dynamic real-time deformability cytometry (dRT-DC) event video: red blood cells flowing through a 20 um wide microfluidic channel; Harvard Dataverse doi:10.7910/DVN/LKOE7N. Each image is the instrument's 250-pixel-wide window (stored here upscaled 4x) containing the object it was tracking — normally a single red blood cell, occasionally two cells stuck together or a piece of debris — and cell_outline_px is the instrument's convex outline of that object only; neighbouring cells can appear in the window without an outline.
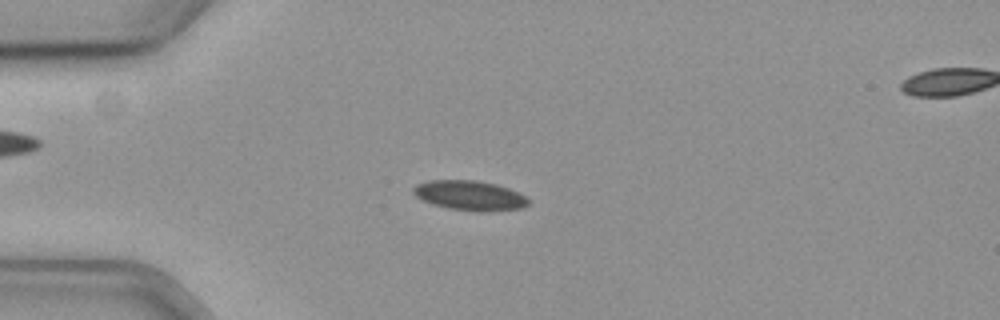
{"species": "common noctule bat (a hibernating species)", "species_latin": "Nyctalus noctula", "temperature_condition": "cold", "stored_images_in_passage": 44, "camera_frame_rate_fps": 3000, "um_per_image_px": 0.085, "animal": {"sex": "female", "body_mass_g": 19.3, "forearm_length_mm": 54.1}, "frame": {"image": 1, "passage_image": 2, "time_ms": 0.333, "image_size_px": [1000, 320], "cell_outline_px": [[528, 204], [524, 208], [488, 212], [476, 212], [448, 208], [432, 204], [416, 196], [412, 192], [412, 188], [416, 184], [428, 180], [476, 180], [496, 184], [508, 188], [524, 196], [528, 200]], "centroid_in_image_um": [39.91, 16.62], "position_along_channel_um": 45.1, "area_um2": 20.06}}
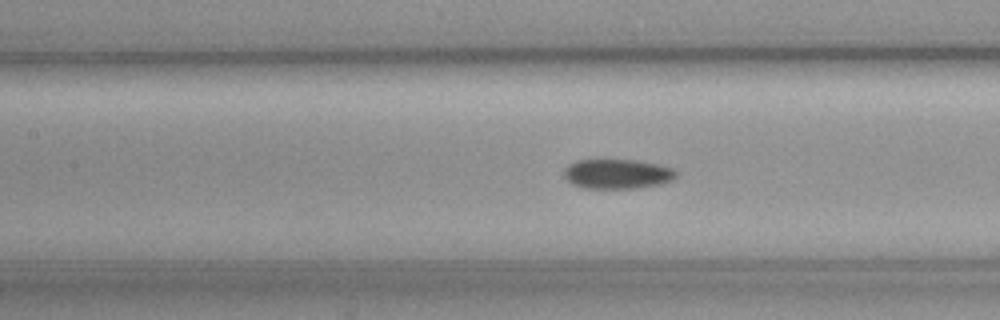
{"frame": {"image": 2, "passage_image": 13, "time_ms": 4.0, "image_size_px": [1000, 320], "cell_outline_px": [[676, 176], [672, 180], [660, 184], [640, 188], [580, 188], [572, 184], [564, 176], [564, 168], [568, 164], [576, 160], [636, 160], [656, 164], [672, 168], [676, 172]], "centroid_in_image_um": [52.44, 14.79], "position_along_channel_um": 155.0, "area_um2": 19.42}}
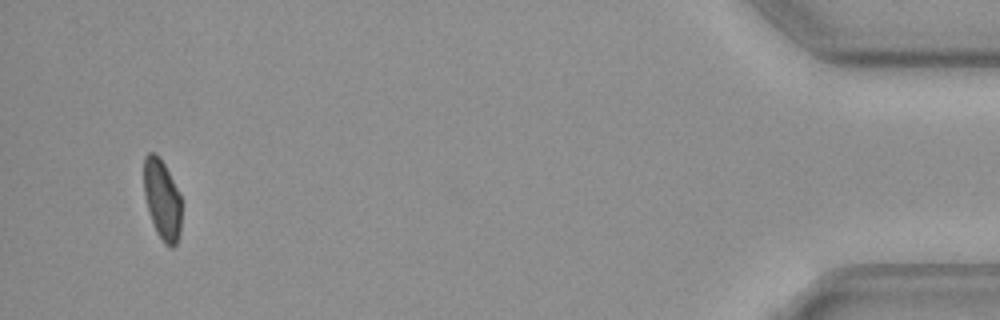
{"frame": {"image": 3, "passage_image": 42, "time_ms": 13.667, "image_size_px": [1000, 320], "cell_outline_px": [[180, 232], [176, 244], [172, 248], [164, 244], [156, 232], [144, 196], [144, 156], [148, 152], [156, 152], [164, 164], [180, 196]], "centroid_in_image_um": [13.76, 16.96], "position_along_channel_um": 421.4, "area_um2": 17.34}}